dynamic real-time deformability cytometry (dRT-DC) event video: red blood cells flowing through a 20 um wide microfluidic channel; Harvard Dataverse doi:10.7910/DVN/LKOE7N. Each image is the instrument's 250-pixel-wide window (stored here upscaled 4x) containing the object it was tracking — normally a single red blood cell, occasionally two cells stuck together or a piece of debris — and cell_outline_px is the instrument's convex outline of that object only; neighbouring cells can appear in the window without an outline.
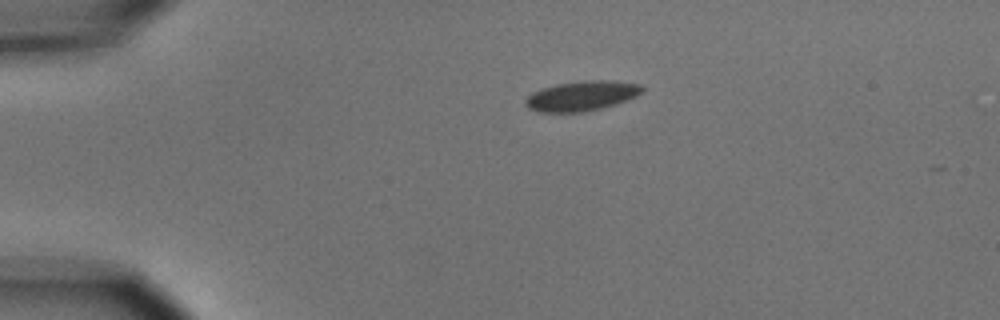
{"species": "common noctule bat (a hibernating species)", "species_latin": "Nyctalus noctula", "temperature_condition": "cold", "stored_images_in_passage": 3, "camera_frame_rate_fps": 3000, "um_per_image_px": 0.085, "animal": {"sex": "male", "body_mass_g": 15.6}, "frame": {"image": 1, "passage_image": 1, "time_ms": 0.0, "image_size_px": [1000, 320], "cell_outline_px": [[644, 88], [636, 96], [616, 104], [600, 108], [580, 112], [540, 112], [528, 108], [524, 104], [524, 100], [532, 92], [540, 88], [556, 84], [584, 80], [612, 80], [640, 84]], "centroid_in_image_um": [49.4, 8.14], "position_along_channel_um": 35.6, "area_um2": 20.35}}
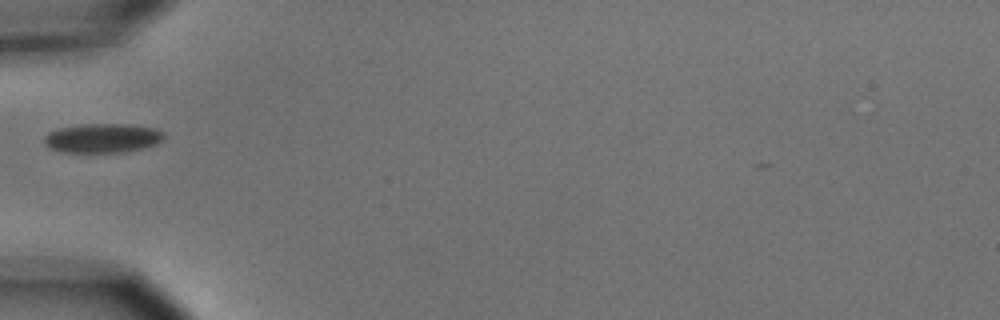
{"frame": {"image": 2, "passage_image": 3, "time_ms": 2.333, "image_size_px": [1000, 320], "cell_outline_px": [[164, 136], [156, 144], [124, 152], [60, 152], [48, 148], [44, 144], [44, 136], [48, 132], [60, 128], [84, 124], [128, 124], [156, 128], [164, 132]], "centroid_in_image_um": [8.68, 11.74], "position_along_channel_um": 76.3, "area_um2": 20.4}}